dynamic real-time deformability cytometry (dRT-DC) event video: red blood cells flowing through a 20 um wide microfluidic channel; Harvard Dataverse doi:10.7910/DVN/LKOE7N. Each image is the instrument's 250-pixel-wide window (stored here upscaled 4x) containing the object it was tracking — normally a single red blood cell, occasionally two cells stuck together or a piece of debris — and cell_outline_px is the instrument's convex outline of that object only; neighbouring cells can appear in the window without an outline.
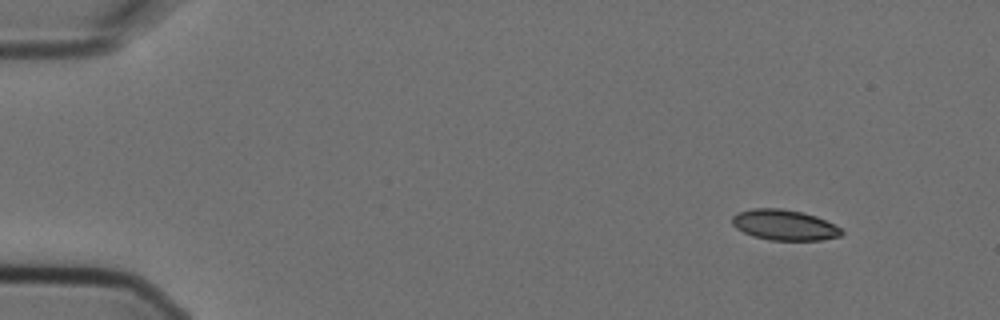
{"species": "Egyptian fruit bat (a non-hibernating species)", "species_latin": "Rousettus aegyptiacus", "temperature_condition": "cold", "stored_images_in_passage": 4, "camera_frame_rate_fps": 3000, "um_per_image_px": 0.085, "animal": {"sex": "female"}, "frame": {"image": 1, "passage_image": 1, "time_ms": 0.0, "image_size_px": [1000, 320], "cell_outline_px": [[844, 232], [840, 236], [820, 240], [768, 240], [752, 236], [736, 228], [732, 224], [732, 216], [740, 212], [752, 208], [780, 208], [804, 212], [816, 216], [840, 228]], "centroid_in_image_um": [66.65, 19.12], "position_along_channel_um": 18.4, "area_um2": 19.42}}
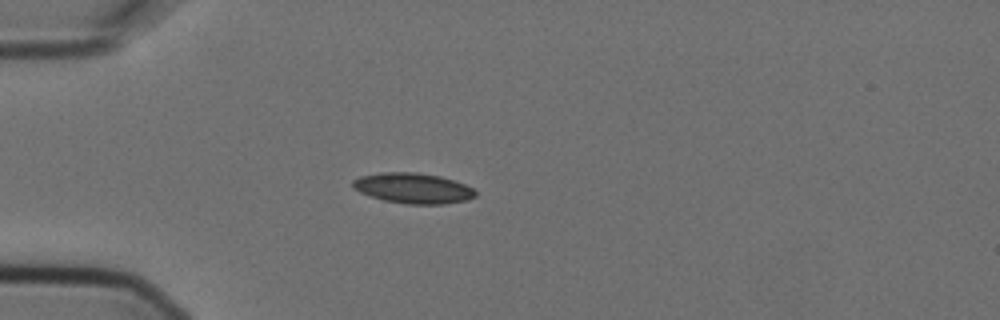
{"frame": {"image": 2, "passage_image": 4, "time_ms": 1.0, "image_size_px": [1000, 320], "cell_outline_px": [[476, 196], [468, 200], [444, 204], [404, 204], [384, 200], [360, 192], [352, 188], [352, 180], [360, 176], [380, 172], [416, 172], [440, 176], [464, 184], [472, 188], [476, 192]], "centroid_in_image_um": [35.1, 15.99], "position_along_channel_um": 49.9, "area_um2": 21.79}}